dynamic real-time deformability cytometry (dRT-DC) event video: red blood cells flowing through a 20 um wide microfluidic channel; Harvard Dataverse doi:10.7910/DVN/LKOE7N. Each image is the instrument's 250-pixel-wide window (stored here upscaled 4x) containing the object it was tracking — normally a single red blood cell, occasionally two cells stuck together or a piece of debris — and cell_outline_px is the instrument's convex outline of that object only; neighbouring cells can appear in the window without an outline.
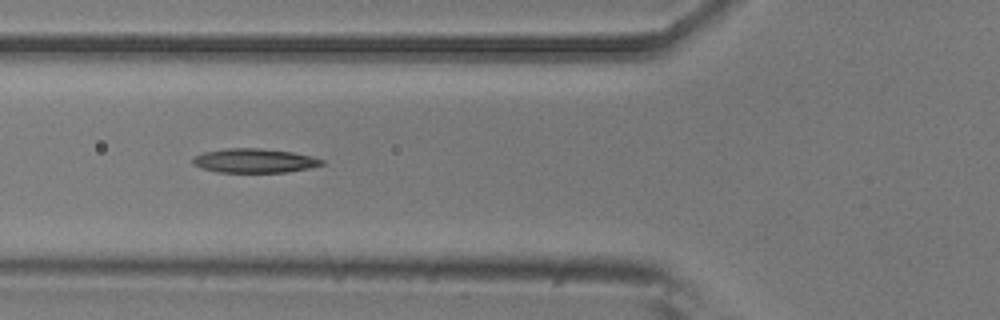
{"species": "common noctule bat (a hibernating species)", "species_latin": "Nyctalus noctula", "temperature_condition": "room temperature", "stored_images_in_passage": 9, "camera_frame_rate_fps": 3000, "um_per_image_px": 0.085, "animal": {"sex": "male", "body_mass_g": 20.5, "forearm_length_mm": 52.5}, "frame": {"image": 1, "passage_image": 6, "time_ms": 1.667, "image_size_px": [1000, 320], "cell_outline_px": [[324, 164], [308, 168], [288, 172], [220, 172], [200, 168], [192, 164], [192, 160], [196, 156], [204, 152], [224, 148], [260, 148], [292, 152], [312, 156], [324, 160]], "centroid_in_image_um": [21.62, 13.65], "position_along_channel_um": 104.2, "area_um2": 18.15}}
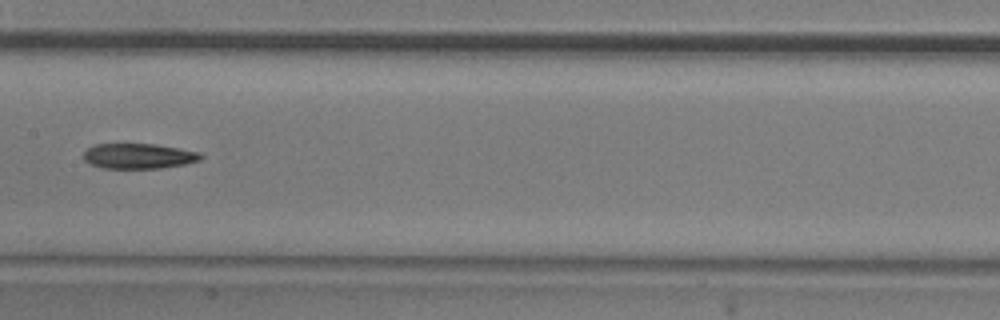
{"frame": {"image": 2, "passage_image": 8, "time_ms": 2.333, "image_size_px": [1000, 320], "cell_outline_px": [[204, 156], [200, 160], [184, 164], [160, 168], [100, 168], [88, 164], [84, 160], [84, 152], [88, 148], [96, 144], [156, 144], [200, 152]], "centroid_in_image_um": [11.77, 13.27], "position_along_channel_um": 195.6, "area_um2": 17.28}}
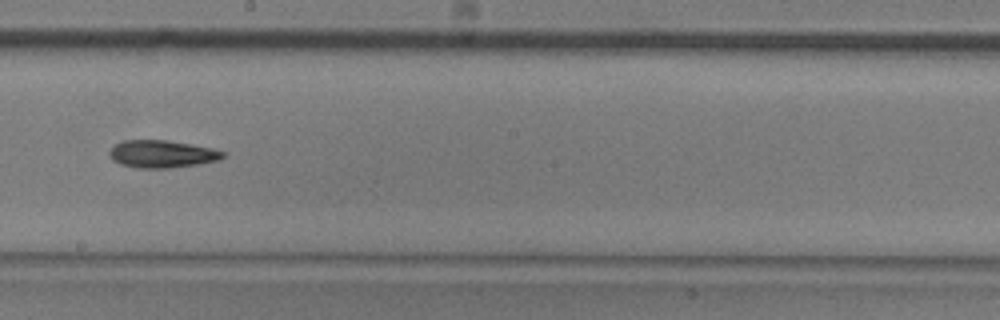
{"frame": {"image": 3, "passage_image": 9, "time_ms": 2.667, "image_size_px": [1000, 320], "cell_outline_px": [[228, 152], [220, 160], [200, 164], [168, 168], [136, 168], [120, 164], [112, 160], [108, 152], [116, 144], [124, 140], [168, 140], [192, 144], [212, 148]], "centroid_in_image_um": [13.8, 13.09], "position_along_channel_um": 234.4, "area_um2": 18.38}}